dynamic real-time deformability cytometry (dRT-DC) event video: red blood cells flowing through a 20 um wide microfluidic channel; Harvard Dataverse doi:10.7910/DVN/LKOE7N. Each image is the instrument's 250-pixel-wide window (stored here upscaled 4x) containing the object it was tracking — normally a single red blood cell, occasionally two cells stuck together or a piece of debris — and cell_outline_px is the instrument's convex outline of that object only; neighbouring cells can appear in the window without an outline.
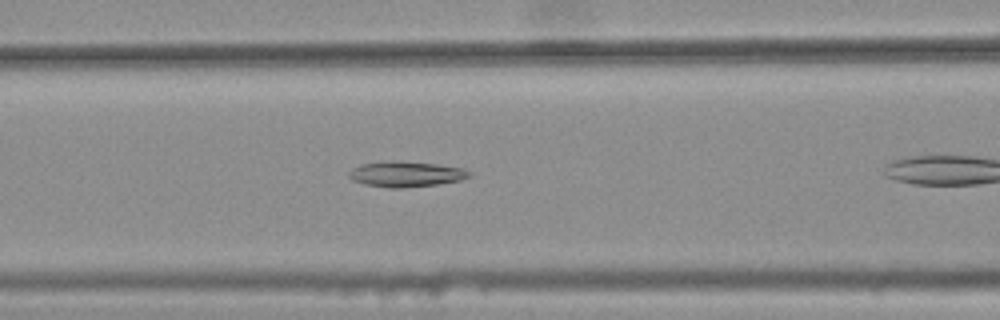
{"species": "common noctule bat (a hibernating species)", "species_latin": "Nyctalus noctula", "temperature_condition": "warm", "stored_images_in_passage": 39, "camera_frame_rate_fps": 3000, "um_per_image_px": 0.085, "animal": {"sex": "female", "body_mass_g": 25.1}, "frame": {"image": 1, "passage_image": 14, "time_ms": 4.333, "image_size_px": [1000, 320], "cell_outline_px": [[472, 176], [460, 180], [436, 184], [404, 188], [388, 188], [364, 184], [352, 180], [348, 176], [348, 172], [352, 168], [360, 164], [436, 164], [460, 168], [472, 172]], "centroid_in_image_um": [34.52, 14.86], "position_along_channel_um": 132.1, "area_um2": 16.82}}
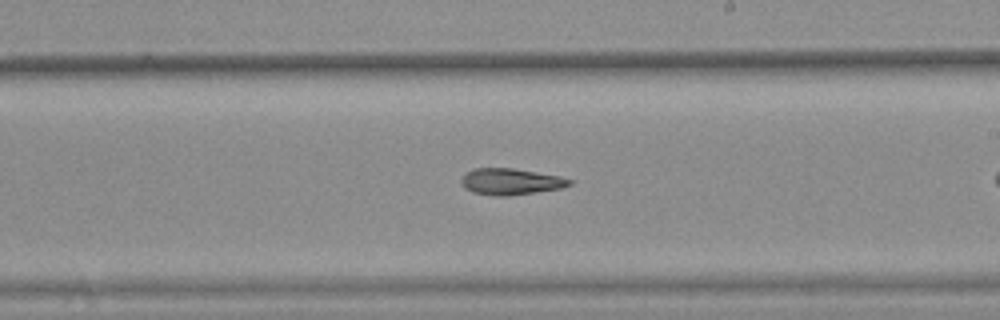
{"frame": {"image": 2, "passage_image": 23, "time_ms": 7.333, "image_size_px": [1000, 320], "cell_outline_px": [[572, 184], [560, 188], [536, 192], [508, 196], [496, 196], [472, 192], [464, 188], [460, 184], [460, 180], [472, 168], [512, 168], [560, 176], [572, 180]], "centroid_in_image_um": [43.38, 15.44], "position_along_channel_um": 245.6, "area_um2": 16.59}}
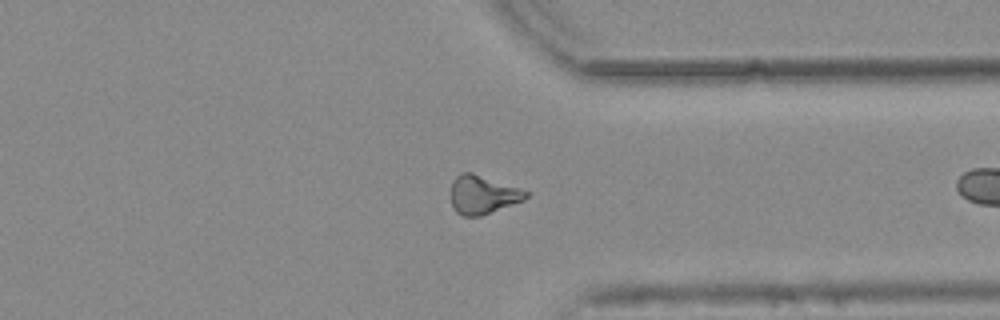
{"frame": {"image": 3, "passage_image": 33, "time_ms": 10.667, "image_size_px": [1000, 320], "cell_outline_px": [[532, 192], [524, 200], [480, 216], [460, 216], [452, 208], [452, 180], [460, 172], [472, 172]], "centroid_in_image_um": [41.04, 16.54], "position_along_channel_um": 370.4, "area_um2": 16.94}}